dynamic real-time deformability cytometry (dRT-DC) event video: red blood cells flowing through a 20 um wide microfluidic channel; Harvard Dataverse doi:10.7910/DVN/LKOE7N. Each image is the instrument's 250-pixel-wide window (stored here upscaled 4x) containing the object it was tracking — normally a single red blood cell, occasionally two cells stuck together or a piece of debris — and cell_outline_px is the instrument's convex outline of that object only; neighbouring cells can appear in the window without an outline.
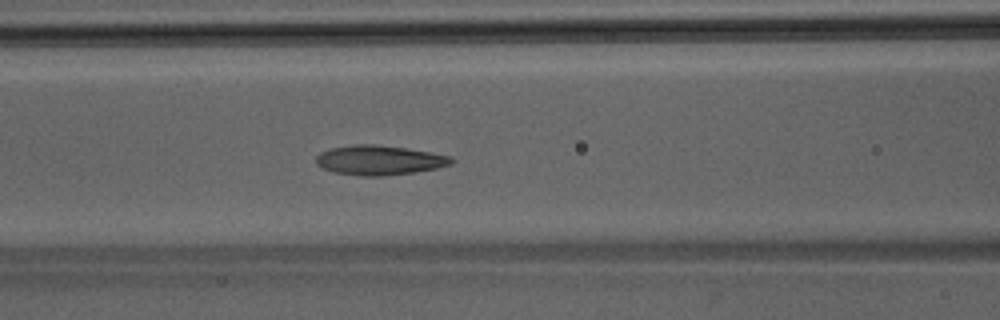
{"species": "Egyptian fruit bat (a non-hibernating species)", "species_latin": "Rousettus aegyptiacus", "temperature_condition": "room temperature", "stored_images_in_passage": 35, "camera_frame_rate_fps": 3000, "um_per_image_px": 0.085, "animal": {"sex": "male"}, "frame": {"image": 1, "passage_image": 11, "time_ms": 3.333, "image_size_px": [1000, 320], "cell_outline_px": [[456, 160], [452, 164], [436, 168], [412, 172], [380, 176], [360, 176], [332, 172], [316, 164], [316, 156], [320, 152], [332, 148], [356, 144], [372, 144], [404, 148], [452, 156]], "centroid_in_image_um": [32.23, 13.62], "position_along_channel_um": 134.4, "area_um2": 23.18}}
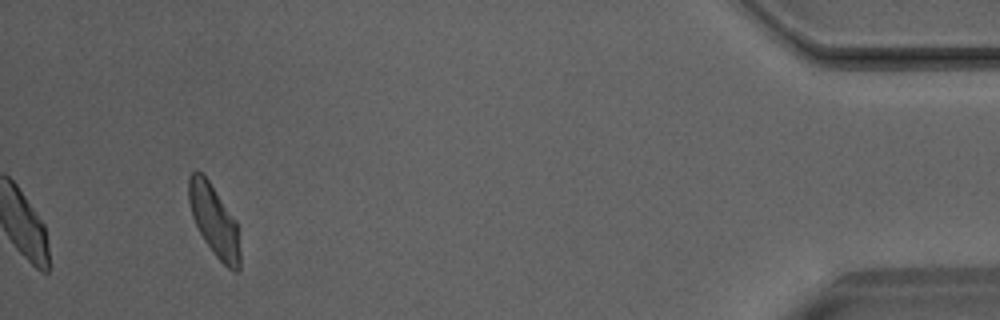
{"frame": {"image": 2, "passage_image": 35, "time_ms": 11.333, "image_size_px": [1000, 320], "cell_outline_px": [[240, 268], [236, 272], [232, 272], [212, 252], [204, 240], [192, 216], [188, 200], [188, 176], [192, 172], [200, 172], [208, 180], [236, 220], [240, 252]], "centroid_in_image_um": [18.2, 18.78], "position_along_channel_um": 417.0, "area_um2": 21.1}}